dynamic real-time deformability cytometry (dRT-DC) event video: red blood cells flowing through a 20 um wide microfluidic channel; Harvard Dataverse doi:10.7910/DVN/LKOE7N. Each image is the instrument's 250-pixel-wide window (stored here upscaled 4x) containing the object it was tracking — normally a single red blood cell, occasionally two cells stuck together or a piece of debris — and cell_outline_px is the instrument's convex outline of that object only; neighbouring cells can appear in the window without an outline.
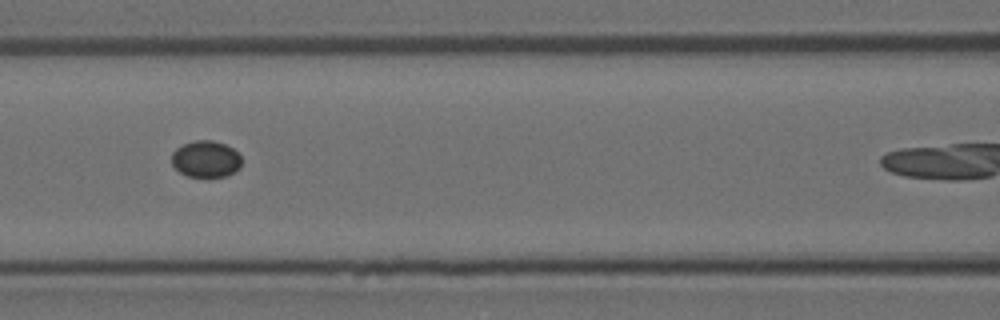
{"species": "Egyptian fruit bat (a non-hibernating species)", "species_latin": "Rousettus aegyptiacus", "temperature_condition": "room temperature", "stored_images_in_passage": 7, "camera_frame_rate_fps": 3000, "um_per_image_px": 0.085, "animal": {"sex": "female"}, "frame": {"image": 1, "passage_image": 6, "time_ms": 1.667, "image_size_px": [1000, 320], "cell_outline_px": [[240, 168], [224, 176], [208, 180], [188, 176], [180, 172], [172, 164], [172, 152], [176, 148], [184, 144], [196, 140], [212, 140], [224, 144], [232, 148], [240, 156]], "centroid_in_image_um": [17.48, 13.56], "position_along_channel_um": 149.1, "area_um2": 15.14}}